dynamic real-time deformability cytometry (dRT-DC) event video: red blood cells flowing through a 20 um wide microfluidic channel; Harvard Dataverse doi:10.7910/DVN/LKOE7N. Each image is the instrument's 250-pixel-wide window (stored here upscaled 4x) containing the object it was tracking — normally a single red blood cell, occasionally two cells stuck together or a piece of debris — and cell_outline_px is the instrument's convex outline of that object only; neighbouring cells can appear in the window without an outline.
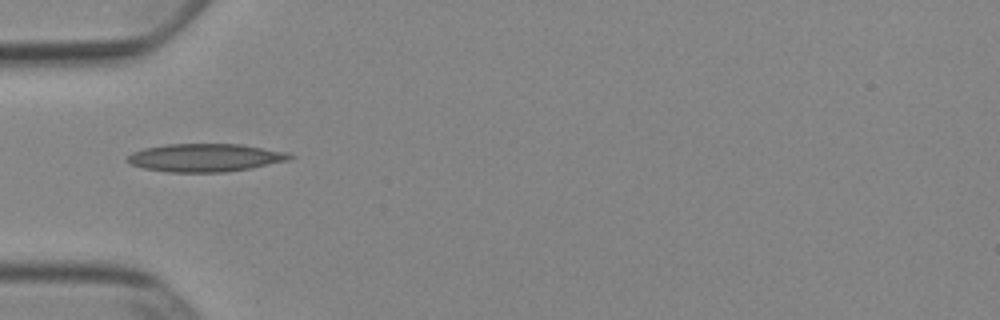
{"species": "Egyptian fruit bat (a non-hibernating species)", "species_latin": "Rousettus aegyptiacus", "temperature_condition": "cold", "stored_images_in_passage": 36, "camera_frame_rate_fps": 3000, "um_per_image_px": 0.085, "animal": {"sex": "female"}, "frame": {"image": 1, "passage_image": 1, "time_ms": 0.0, "image_size_px": [1000, 320], "cell_outline_px": [[296, 156], [288, 160], [252, 168], [224, 172], [168, 172], [144, 168], [132, 164], [124, 160], [132, 152], [144, 148], [168, 144], [244, 144], [288, 152]], "centroid_in_image_um": [17.47, 13.39], "position_along_channel_um": 67.5, "area_um2": 26.65}}
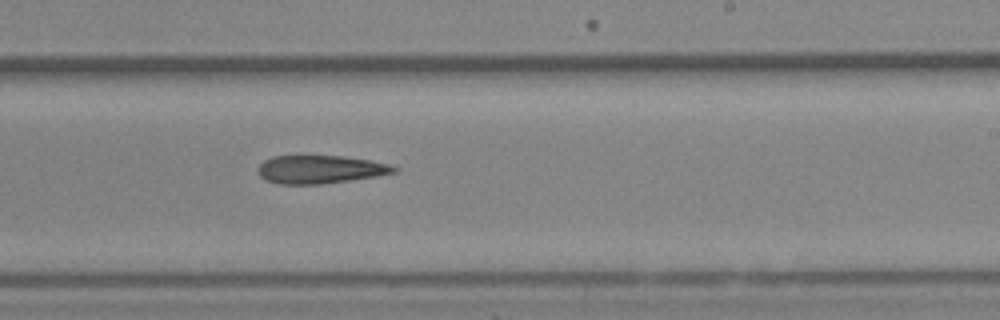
{"frame": {"image": 2, "passage_image": 16, "time_ms": 5.0, "image_size_px": [1000, 320], "cell_outline_px": [[400, 172], [376, 176], [320, 184], [280, 184], [264, 180], [260, 176], [256, 168], [264, 160], [272, 156], [340, 156], [368, 160], [388, 164], [400, 168]], "centroid_in_image_um": [27.2, 14.4], "position_along_channel_um": 261.8, "area_um2": 22.31}}
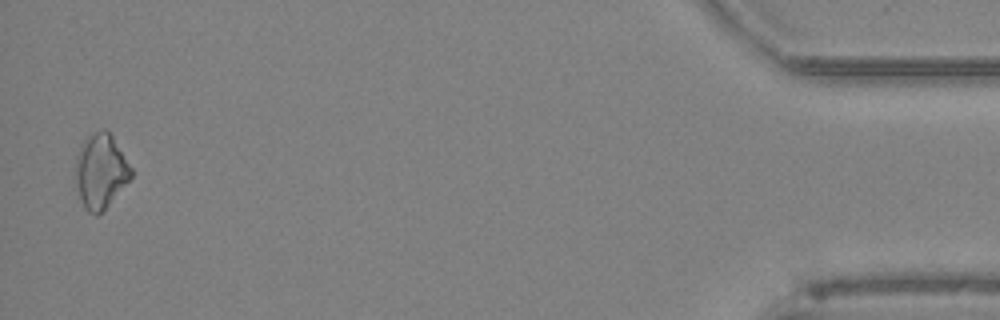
{"frame": {"image": 3, "passage_image": 35, "time_ms": 11.333, "image_size_px": [1000, 320], "cell_outline_px": [[132, 176], [104, 212], [96, 216], [88, 212], [84, 208], [72, 176], [76, 156], [80, 144], [84, 140], [96, 132], [104, 128], [112, 136], [132, 168]], "centroid_in_image_um": [8.51, 14.6], "position_along_channel_um": 426.7, "area_um2": 24.57}}